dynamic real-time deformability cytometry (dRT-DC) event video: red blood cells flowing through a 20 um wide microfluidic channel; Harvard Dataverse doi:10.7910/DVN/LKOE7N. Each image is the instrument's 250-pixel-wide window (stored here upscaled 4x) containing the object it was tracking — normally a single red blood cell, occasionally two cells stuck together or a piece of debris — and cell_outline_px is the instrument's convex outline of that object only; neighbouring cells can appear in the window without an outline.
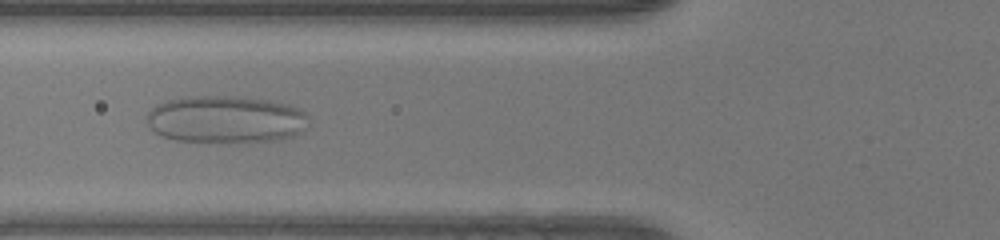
{"species": "human", "species_latin": "Homo sapiens", "temperature_condition": "warm", "stored_images_in_passage": 51, "camera_frame_rate_fps": 3000, "um_per_image_px": 0.085, "donor": {"sex": "female"}, "frame": {"image": 1, "passage_image": 19, "time_ms": 6.0, "image_size_px": [1000, 240], "cell_outline_px": [[308, 116], [296, 132], [292, 136], [280, 140], [228, 144], [172, 140], [160, 136], [148, 124], [148, 112], [156, 104], [164, 100], [184, 96], [244, 96], [268, 100], [288, 104], [300, 108]], "centroid_in_image_um": [19.11, 10.16], "position_along_channel_um": 106.7, "area_um2": 45.32}}
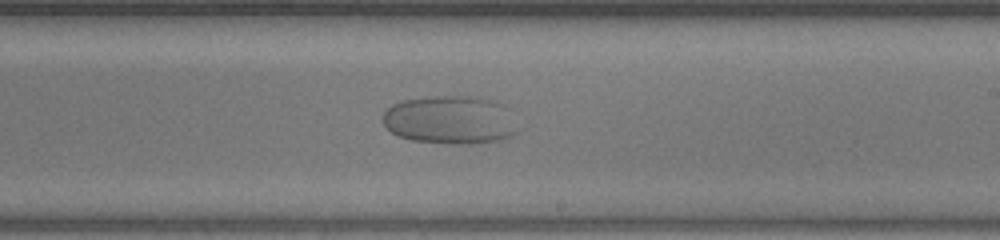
{"frame": {"image": 2, "passage_image": 30, "time_ms": 9.667, "image_size_px": [1000, 240], "cell_outline_px": [[520, 132], [512, 136], [496, 140], [472, 144], [452, 144], [412, 140], [396, 136], [384, 124], [384, 112], [392, 104], [400, 100], [432, 96], [480, 96], [496, 100], [504, 104], [508, 108]], "centroid_in_image_um": [38.31, 10.18], "position_along_channel_um": 250.7, "area_um2": 38.61}}
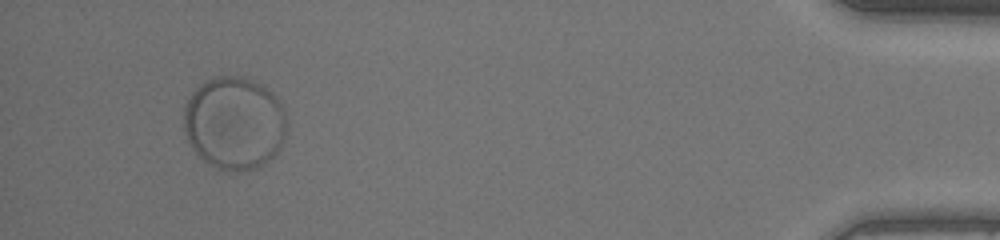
{"frame": {"image": 3, "passage_image": 48, "time_ms": 15.667, "image_size_px": [1000, 240], "cell_outline_px": [[288, 124], [284, 140], [280, 148], [264, 164], [256, 168], [240, 172], [236, 172], [216, 168], [204, 160], [192, 148], [184, 132], [184, 104], [192, 92], [204, 80], [216, 76], [244, 76], [264, 84], [276, 96], [284, 108]], "centroid_in_image_um": [19.94, 10.43], "position_along_channel_um": 415.3, "area_um2": 56.59}}